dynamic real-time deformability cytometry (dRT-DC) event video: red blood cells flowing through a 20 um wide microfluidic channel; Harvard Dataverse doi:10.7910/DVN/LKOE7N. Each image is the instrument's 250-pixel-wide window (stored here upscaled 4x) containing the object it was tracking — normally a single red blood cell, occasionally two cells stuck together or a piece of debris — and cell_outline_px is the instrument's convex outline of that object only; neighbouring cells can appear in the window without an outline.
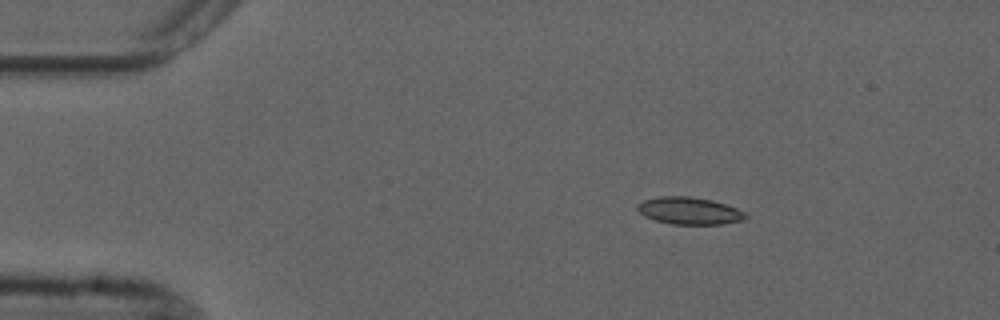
{"species": "common noctule bat (a hibernating species)", "species_latin": "Nyctalus noctula", "temperature_condition": "cold", "stored_images_in_passage": 4, "camera_frame_rate_fps": 3000, "um_per_image_px": 0.085, "animal": {"sex": "male", "forearm_length_mm": 52.5}, "frame": {"image": 1, "passage_image": 2, "time_ms": 1.0, "image_size_px": [1000, 320], "cell_outline_px": [[748, 216], [744, 220], [720, 224], [672, 224], [656, 220], [644, 216], [636, 208], [636, 204], [644, 200], [660, 196], [692, 196], [712, 200], [736, 208], [744, 212]], "centroid_in_image_um": [58.58, 17.91], "position_along_channel_um": 26.4, "area_um2": 17.11}}